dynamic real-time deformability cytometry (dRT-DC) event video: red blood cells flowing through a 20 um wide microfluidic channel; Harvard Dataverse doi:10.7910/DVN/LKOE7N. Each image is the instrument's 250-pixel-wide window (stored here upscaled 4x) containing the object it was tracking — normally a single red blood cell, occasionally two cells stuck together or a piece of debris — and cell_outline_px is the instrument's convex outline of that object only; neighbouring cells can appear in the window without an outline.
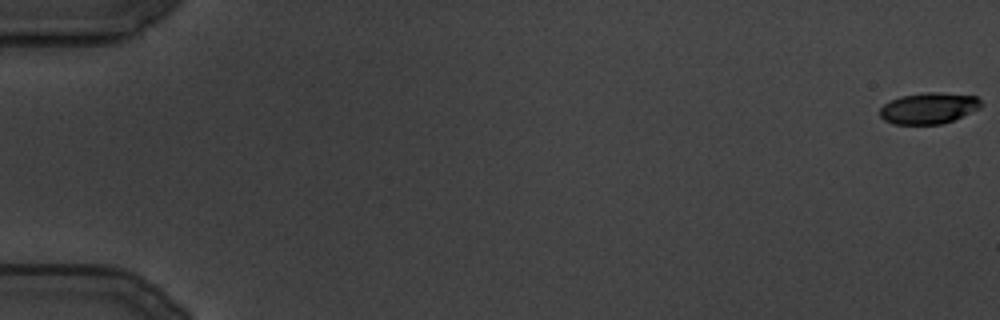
{"species": "common noctule bat (a hibernating species)", "species_latin": "Nyctalus noctula", "temperature_condition": "cold", "stored_images_in_passage": 86, "camera_frame_rate_fps": 3000, "um_per_image_px": 0.085, "animal": {"sex": "male", "body_mass_g": 19.5, "forearm_length_mm": 54.6}, "frame": {"image": 1, "passage_image": 1, "time_ms": 0.0, "image_size_px": [1000, 320], "cell_outline_px": [[984, 104], [980, 108], [944, 124], [892, 124], [884, 120], [880, 116], [880, 108], [884, 104], [900, 96], [924, 92], [940, 92], [976, 96]], "centroid_in_image_um": [78.95, 9.19], "position_along_channel_um": 6.1, "area_um2": 18.5}}
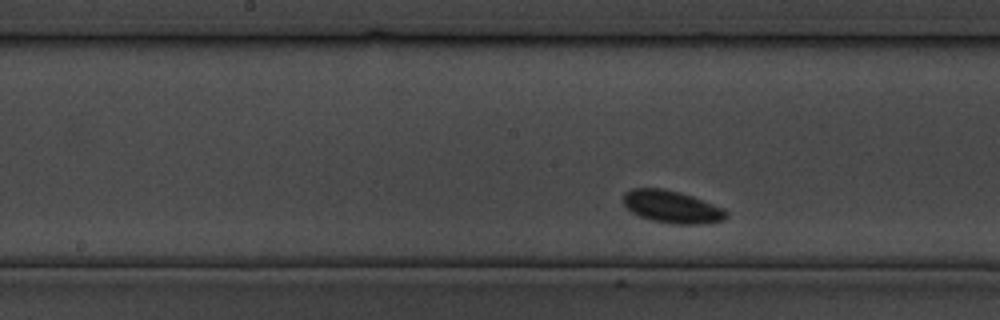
{"frame": {"image": 2, "passage_image": 42, "time_ms": 13.667, "image_size_px": [1000, 320], "cell_outline_px": [[728, 216], [724, 220], [708, 224], [672, 224], [652, 220], [640, 216], [632, 212], [620, 200], [624, 192], [632, 188], [664, 188], [680, 192], [692, 196], [724, 208], [728, 212]], "centroid_in_image_um": [57.11, 17.58], "position_along_channel_um": 191.1, "area_um2": 19.77}}
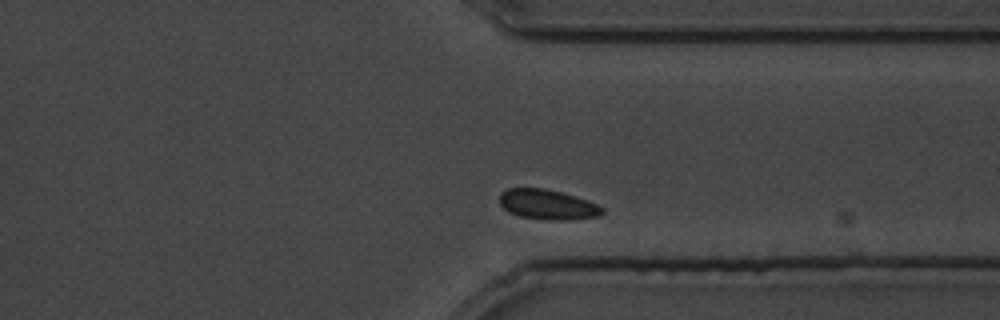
{"frame": {"image": 3, "passage_image": 77, "time_ms": 25.333, "image_size_px": [1000, 320], "cell_outline_px": [[604, 212], [600, 216], [572, 220], [552, 220], [520, 216], [508, 212], [500, 204], [500, 192], [508, 188], [544, 188], [576, 196], [588, 200], [604, 208]], "centroid_in_image_um": [46.56, 17.39], "position_along_channel_um": 364.8, "area_um2": 18.03}}